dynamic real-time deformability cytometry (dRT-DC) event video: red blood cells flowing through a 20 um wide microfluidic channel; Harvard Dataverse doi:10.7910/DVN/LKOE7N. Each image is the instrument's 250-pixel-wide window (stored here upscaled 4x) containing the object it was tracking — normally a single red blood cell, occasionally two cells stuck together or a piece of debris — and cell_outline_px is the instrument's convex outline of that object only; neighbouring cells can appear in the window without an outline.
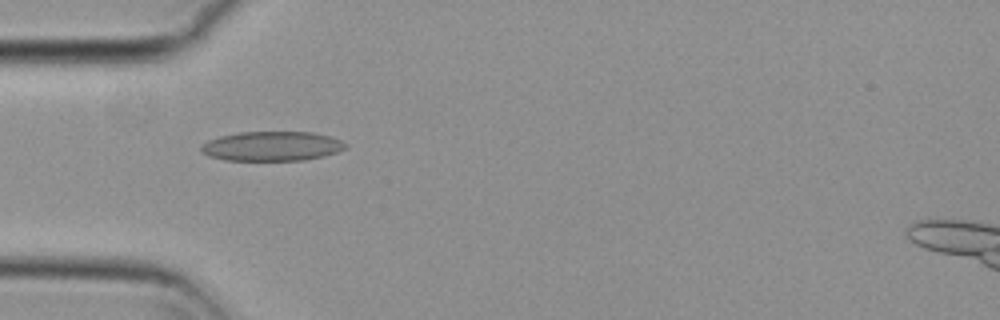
{"species": "common noctule bat (a hibernating species)", "species_latin": "Nyctalus noctula", "temperature_condition": "cold", "stored_images_in_passage": 55, "camera_frame_rate_fps": 3000, "um_per_image_px": 0.085, "animal": {"sex": "female", "body_mass_g": 29.2, "forearm_length_mm": 56.3}, "frame": {"image": 1, "passage_image": 17, "time_ms": 5.333, "image_size_px": [1000, 320], "cell_outline_px": [[348, 144], [344, 148], [336, 152], [324, 156], [304, 160], [224, 160], [208, 156], [200, 152], [200, 148], [208, 140], [220, 136], [240, 132], [312, 132], [332, 136]], "centroid_in_image_um": [23.11, 12.42], "position_along_channel_um": 61.9, "area_um2": 24.85}}
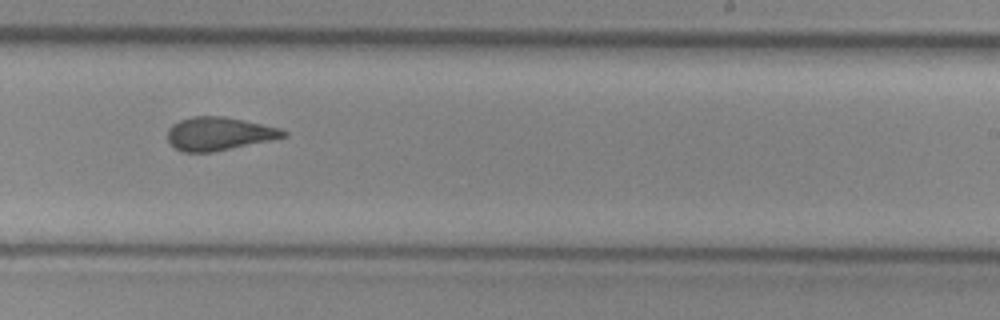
{"frame": {"image": 2, "passage_image": 34, "time_ms": 11.0, "image_size_px": [1000, 320], "cell_outline_px": [[288, 136], [272, 140], [212, 152], [184, 152], [168, 144], [168, 128], [172, 124], [180, 120], [192, 116], [224, 116], [244, 120], [280, 128], [288, 132]], "centroid_in_image_um": [18.61, 11.36], "position_along_channel_um": 270.4, "area_um2": 22.54}}
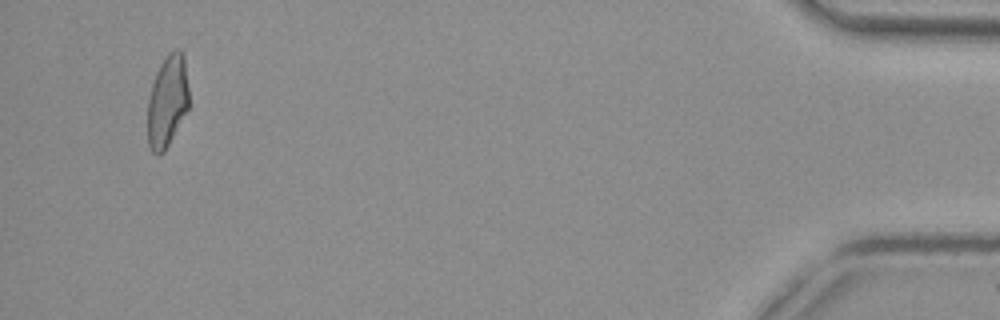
{"frame": {"image": 3, "passage_image": 53, "time_ms": 17.333, "image_size_px": [1000, 320], "cell_outline_px": [[188, 108], [164, 152], [156, 156], [152, 152], [148, 144], [148, 96], [156, 72], [160, 64], [168, 52], [176, 48], [180, 48], [184, 56], [188, 88]], "centroid_in_image_um": [14.21, 8.58], "position_along_channel_um": 421.0, "area_um2": 22.14}, "authors_computed_cell_mechanics": {"area_um2": 23.0622, "velocity_mm_per_s": 3.7013, "shape_relaxation_time_tau1_ms": null, "shape_relaxation_time_tau2_ms": 1.8524, "deformation_change_tau1": null, "deformation_change_tau2": 0.0956}}